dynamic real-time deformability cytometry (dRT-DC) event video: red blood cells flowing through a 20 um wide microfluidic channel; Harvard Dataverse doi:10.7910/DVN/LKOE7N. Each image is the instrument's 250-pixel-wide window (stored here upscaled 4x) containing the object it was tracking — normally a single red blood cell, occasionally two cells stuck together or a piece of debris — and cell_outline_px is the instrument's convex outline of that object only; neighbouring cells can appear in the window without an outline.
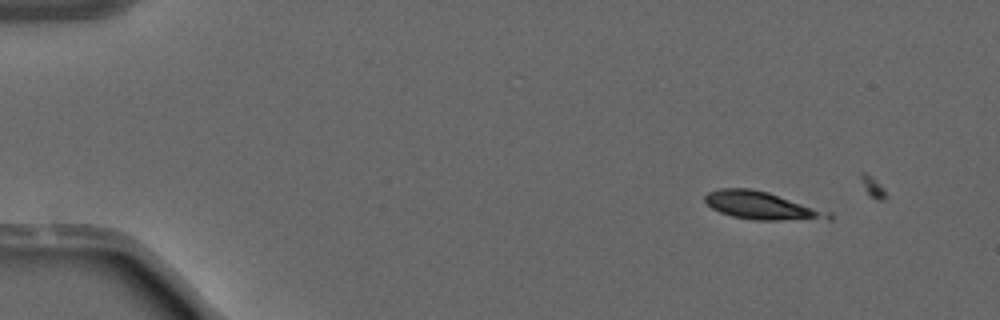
{"species": "common noctule bat (a hibernating species)", "species_latin": "Nyctalus noctula", "temperature_condition": "warm", "stored_images_in_passage": 2, "camera_frame_rate_fps": 3000, "um_per_image_px": 0.085, "animal": {"sex": "male", "forearm_length_mm": 52.5}, "frame": {"image": 1, "passage_image": 1, "time_ms": 0.0, "image_size_px": [1000, 320], "cell_outline_px": [[832, 220], [752, 220], [732, 216], [720, 212], [712, 208], [704, 200], [704, 196], [708, 192], [720, 188], [752, 188], [768, 192], [832, 212]], "centroid_in_image_um": [64.78, 17.48], "position_along_channel_um": 20.2, "area_um2": 20.23}}